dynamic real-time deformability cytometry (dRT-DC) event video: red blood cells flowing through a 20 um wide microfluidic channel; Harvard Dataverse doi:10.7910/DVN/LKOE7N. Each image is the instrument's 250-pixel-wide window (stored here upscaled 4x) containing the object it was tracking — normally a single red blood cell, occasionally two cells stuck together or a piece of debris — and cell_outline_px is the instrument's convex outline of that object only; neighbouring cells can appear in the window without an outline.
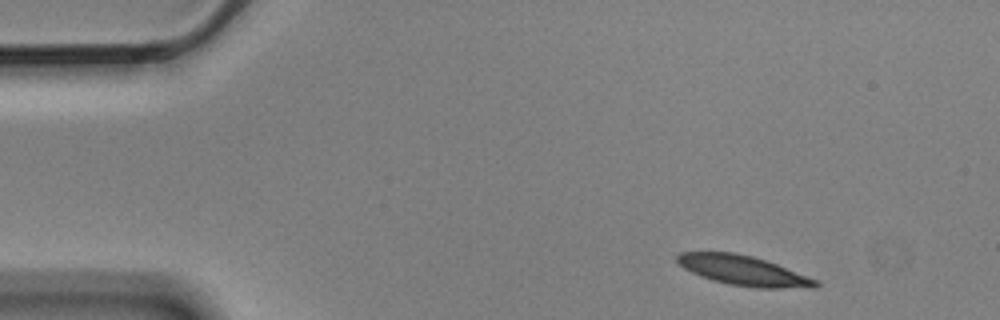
{"species": "Egyptian fruit bat (a non-hibernating species)", "species_latin": "Rousettus aegyptiacus", "temperature_condition": "cold", "stored_images_in_passage": 4, "camera_frame_rate_fps": 3000, "um_per_image_px": 0.085, "animal": {"sex": "male"}, "frame": {"image": 1, "passage_image": 1, "time_ms": 0.0, "image_size_px": [1000, 320], "cell_outline_px": [[820, 284], [816, 288], [756, 288], [728, 284], [712, 280], [700, 276], [684, 268], [676, 260], [676, 256], [680, 252], [732, 252], [752, 256], [776, 264], [820, 280]], "centroid_in_image_um": [63.23, 23.01], "position_along_channel_um": 21.8, "area_um2": 24.1}}
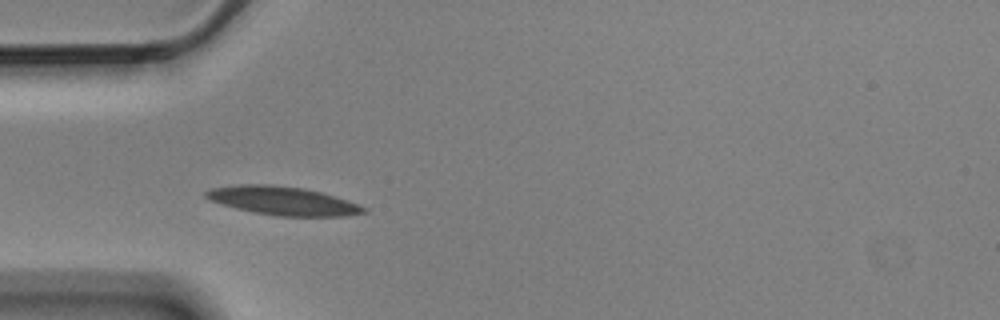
{"frame": {"image": 2, "passage_image": 3, "time_ms": 0.667, "image_size_px": [1000, 320], "cell_outline_px": [[368, 212], [348, 216], [276, 216], [236, 208], [208, 200], [204, 196], [204, 192], [208, 188], [240, 184], [272, 184], [304, 188], [320, 192], [348, 200], [368, 208]], "centroid_in_image_um": [24.03, 17.06], "position_along_channel_um": 61.0, "area_um2": 26.41}}
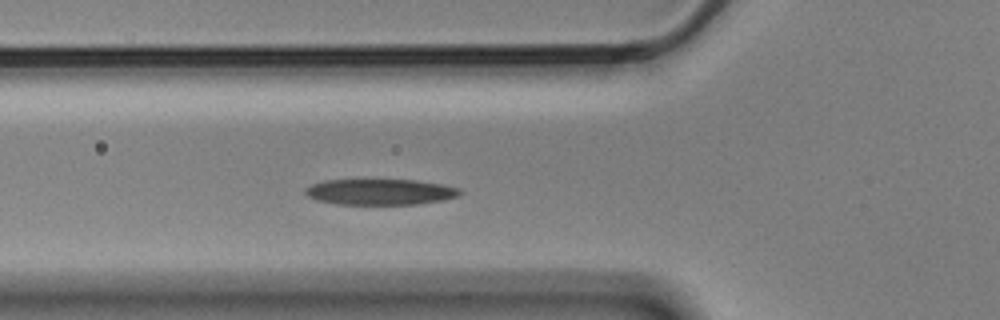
{"frame": {"image": 3, "passage_image": 4, "time_ms": 1.0, "image_size_px": [1000, 320], "cell_outline_px": [[464, 192], [460, 196], [444, 200], [416, 204], [336, 204], [316, 200], [308, 196], [304, 192], [304, 188], [312, 184], [324, 180], [416, 180], [444, 184], [460, 188]], "centroid_in_image_um": [32.36, 16.31], "position_along_channel_um": 93.4, "area_um2": 23.52}}